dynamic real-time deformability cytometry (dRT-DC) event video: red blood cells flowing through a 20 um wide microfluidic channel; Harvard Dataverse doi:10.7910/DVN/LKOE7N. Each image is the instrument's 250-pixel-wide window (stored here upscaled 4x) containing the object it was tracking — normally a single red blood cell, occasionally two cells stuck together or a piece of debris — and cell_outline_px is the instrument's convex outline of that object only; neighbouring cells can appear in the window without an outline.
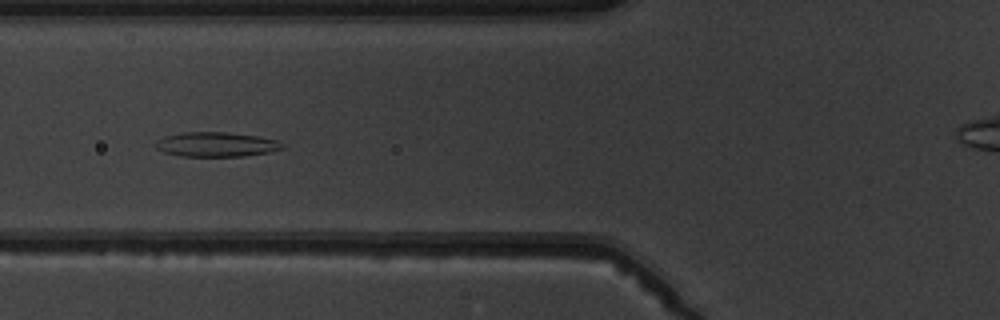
{"species": "common noctule bat (a hibernating species)", "species_latin": "Nyctalus noctula", "temperature_condition": "warm", "stored_images_in_passage": 5, "camera_frame_rate_fps": 3000, "um_per_image_px": 0.085, "animal": {"sex": "male", "body_mass_g": 19.5, "forearm_length_mm": 54.6}, "frame": {"image": 1, "passage_image": 3, "time_ms": 2.333, "image_size_px": [1000, 320], "cell_outline_px": [[284, 148], [272, 152], [244, 156], [180, 156], [164, 152], [156, 148], [156, 140], [164, 136], [180, 132], [228, 132], [256, 136], [276, 140], [284, 144]], "centroid_in_image_um": [18.38, 12.27], "position_along_channel_um": 107.4, "area_um2": 18.26}}
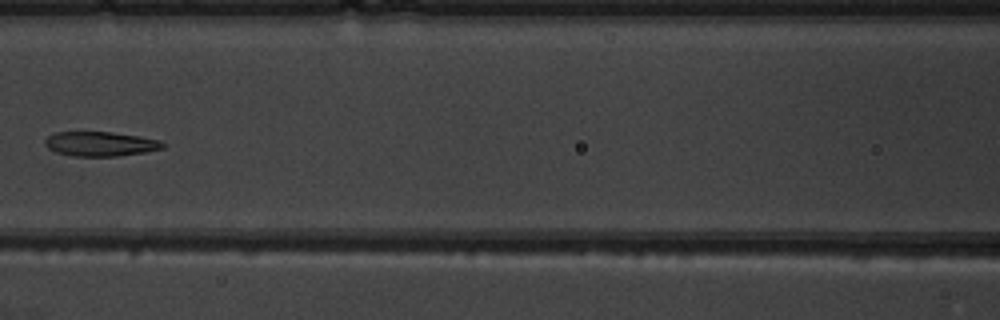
{"frame": {"image": 2, "passage_image": 4, "time_ms": 3.667, "image_size_px": [1000, 320], "cell_outline_px": [[164, 148], [144, 152], [116, 156], [72, 156], [56, 152], [48, 148], [44, 144], [44, 140], [48, 136], [56, 132], [112, 132], [140, 136], [160, 140], [164, 144]], "centroid_in_image_um": [8.52, 12.23], "position_along_channel_um": 158.1, "area_um2": 16.82}}
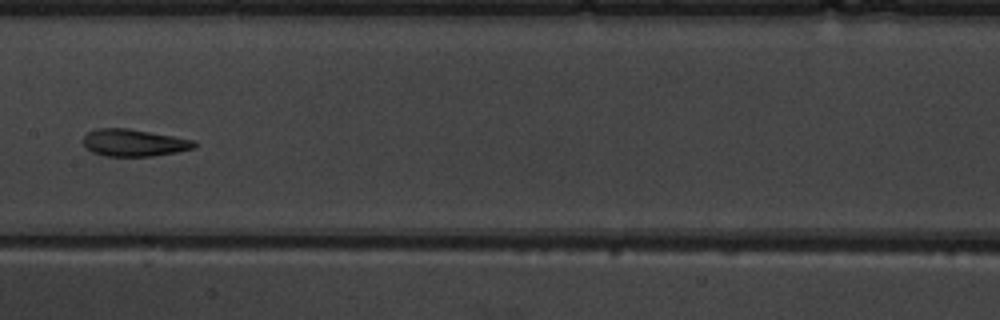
{"frame": {"image": 3, "passage_image": 5, "time_ms": 4.667, "image_size_px": [1000, 320], "cell_outline_px": [[196, 148], [176, 152], [152, 156], [104, 156], [92, 152], [84, 144], [84, 136], [88, 132], [96, 128], [128, 128], [172, 136], [192, 140], [196, 144]], "centroid_in_image_um": [11.37, 12.13], "position_along_channel_um": 196.0, "area_um2": 17.4}}